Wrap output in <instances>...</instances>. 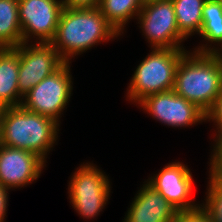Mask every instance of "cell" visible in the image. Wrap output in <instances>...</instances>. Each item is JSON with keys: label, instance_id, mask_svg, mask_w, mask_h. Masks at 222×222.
<instances>
[{"label": "cell", "instance_id": "6da1fadb", "mask_svg": "<svg viewBox=\"0 0 222 222\" xmlns=\"http://www.w3.org/2000/svg\"><path fill=\"white\" fill-rule=\"evenodd\" d=\"M119 36L98 7H63L55 36L50 43L65 63H72L75 56Z\"/></svg>", "mask_w": 222, "mask_h": 222}, {"label": "cell", "instance_id": "7a4b0ae2", "mask_svg": "<svg viewBox=\"0 0 222 222\" xmlns=\"http://www.w3.org/2000/svg\"><path fill=\"white\" fill-rule=\"evenodd\" d=\"M173 91L207 113L222 91V54L188 50L176 67Z\"/></svg>", "mask_w": 222, "mask_h": 222}, {"label": "cell", "instance_id": "3957f363", "mask_svg": "<svg viewBox=\"0 0 222 222\" xmlns=\"http://www.w3.org/2000/svg\"><path fill=\"white\" fill-rule=\"evenodd\" d=\"M60 125L22 106L5 107L0 144L37 154L46 163L58 143Z\"/></svg>", "mask_w": 222, "mask_h": 222}, {"label": "cell", "instance_id": "277c9868", "mask_svg": "<svg viewBox=\"0 0 222 222\" xmlns=\"http://www.w3.org/2000/svg\"><path fill=\"white\" fill-rule=\"evenodd\" d=\"M186 48H151L137 65L126 90V101L137 106L143 98L173 90L175 72Z\"/></svg>", "mask_w": 222, "mask_h": 222}, {"label": "cell", "instance_id": "5b68a950", "mask_svg": "<svg viewBox=\"0 0 222 222\" xmlns=\"http://www.w3.org/2000/svg\"><path fill=\"white\" fill-rule=\"evenodd\" d=\"M109 180L106 173L92 162H84L72 173L68 199L83 220L96 219L105 209L112 188Z\"/></svg>", "mask_w": 222, "mask_h": 222}, {"label": "cell", "instance_id": "8992f818", "mask_svg": "<svg viewBox=\"0 0 222 222\" xmlns=\"http://www.w3.org/2000/svg\"><path fill=\"white\" fill-rule=\"evenodd\" d=\"M71 63H64L58 70L44 78L23 96L24 109L48 117L61 124V117L69 105L73 92Z\"/></svg>", "mask_w": 222, "mask_h": 222}, {"label": "cell", "instance_id": "52a82bcc", "mask_svg": "<svg viewBox=\"0 0 222 222\" xmlns=\"http://www.w3.org/2000/svg\"><path fill=\"white\" fill-rule=\"evenodd\" d=\"M139 29L150 48H184L187 40L180 32L172 0H158L143 4L136 17Z\"/></svg>", "mask_w": 222, "mask_h": 222}, {"label": "cell", "instance_id": "ba28073f", "mask_svg": "<svg viewBox=\"0 0 222 222\" xmlns=\"http://www.w3.org/2000/svg\"><path fill=\"white\" fill-rule=\"evenodd\" d=\"M137 104L154 120L171 128L193 127L194 124L206 122L203 110L173 90L151 94Z\"/></svg>", "mask_w": 222, "mask_h": 222}, {"label": "cell", "instance_id": "9c48e42d", "mask_svg": "<svg viewBox=\"0 0 222 222\" xmlns=\"http://www.w3.org/2000/svg\"><path fill=\"white\" fill-rule=\"evenodd\" d=\"M62 9V0H18L23 43H50Z\"/></svg>", "mask_w": 222, "mask_h": 222}, {"label": "cell", "instance_id": "30bf717a", "mask_svg": "<svg viewBox=\"0 0 222 222\" xmlns=\"http://www.w3.org/2000/svg\"><path fill=\"white\" fill-rule=\"evenodd\" d=\"M145 181L165 197L179 213L202 208V203L192 199L194 179L190 168L183 162L168 163Z\"/></svg>", "mask_w": 222, "mask_h": 222}, {"label": "cell", "instance_id": "8fae6325", "mask_svg": "<svg viewBox=\"0 0 222 222\" xmlns=\"http://www.w3.org/2000/svg\"><path fill=\"white\" fill-rule=\"evenodd\" d=\"M18 47V88L22 96L65 63L51 43H22Z\"/></svg>", "mask_w": 222, "mask_h": 222}, {"label": "cell", "instance_id": "7c38bea8", "mask_svg": "<svg viewBox=\"0 0 222 222\" xmlns=\"http://www.w3.org/2000/svg\"><path fill=\"white\" fill-rule=\"evenodd\" d=\"M46 162L37 154L0 144V184L15 190L40 177Z\"/></svg>", "mask_w": 222, "mask_h": 222}, {"label": "cell", "instance_id": "4fadbf2b", "mask_svg": "<svg viewBox=\"0 0 222 222\" xmlns=\"http://www.w3.org/2000/svg\"><path fill=\"white\" fill-rule=\"evenodd\" d=\"M133 199L122 222H173L179 213L146 181Z\"/></svg>", "mask_w": 222, "mask_h": 222}, {"label": "cell", "instance_id": "5bb4252c", "mask_svg": "<svg viewBox=\"0 0 222 222\" xmlns=\"http://www.w3.org/2000/svg\"><path fill=\"white\" fill-rule=\"evenodd\" d=\"M19 47L0 48V106L17 107L23 96L18 88Z\"/></svg>", "mask_w": 222, "mask_h": 222}, {"label": "cell", "instance_id": "9a60e30c", "mask_svg": "<svg viewBox=\"0 0 222 222\" xmlns=\"http://www.w3.org/2000/svg\"><path fill=\"white\" fill-rule=\"evenodd\" d=\"M198 35L205 44H199L200 46H195L191 51L222 54V0L205 1L202 10L201 31Z\"/></svg>", "mask_w": 222, "mask_h": 222}, {"label": "cell", "instance_id": "2e32d148", "mask_svg": "<svg viewBox=\"0 0 222 222\" xmlns=\"http://www.w3.org/2000/svg\"><path fill=\"white\" fill-rule=\"evenodd\" d=\"M142 7L140 0H100L98 6L107 22L120 36L124 34L126 25L132 18L136 20Z\"/></svg>", "mask_w": 222, "mask_h": 222}, {"label": "cell", "instance_id": "e0dca14e", "mask_svg": "<svg viewBox=\"0 0 222 222\" xmlns=\"http://www.w3.org/2000/svg\"><path fill=\"white\" fill-rule=\"evenodd\" d=\"M22 43L18 0H0V48H15Z\"/></svg>", "mask_w": 222, "mask_h": 222}, {"label": "cell", "instance_id": "ac0fdd59", "mask_svg": "<svg viewBox=\"0 0 222 222\" xmlns=\"http://www.w3.org/2000/svg\"><path fill=\"white\" fill-rule=\"evenodd\" d=\"M206 0H172L179 32L188 39L199 34Z\"/></svg>", "mask_w": 222, "mask_h": 222}, {"label": "cell", "instance_id": "d6986e66", "mask_svg": "<svg viewBox=\"0 0 222 222\" xmlns=\"http://www.w3.org/2000/svg\"><path fill=\"white\" fill-rule=\"evenodd\" d=\"M206 196L202 209L210 216L213 222H222V186L208 178Z\"/></svg>", "mask_w": 222, "mask_h": 222}, {"label": "cell", "instance_id": "ffe728a7", "mask_svg": "<svg viewBox=\"0 0 222 222\" xmlns=\"http://www.w3.org/2000/svg\"><path fill=\"white\" fill-rule=\"evenodd\" d=\"M209 160V176L216 184L222 186V146H213Z\"/></svg>", "mask_w": 222, "mask_h": 222}, {"label": "cell", "instance_id": "44dd1931", "mask_svg": "<svg viewBox=\"0 0 222 222\" xmlns=\"http://www.w3.org/2000/svg\"><path fill=\"white\" fill-rule=\"evenodd\" d=\"M173 222H213L210 216L202 209L193 212L178 213Z\"/></svg>", "mask_w": 222, "mask_h": 222}, {"label": "cell", "instance_id": "7402d4cb", "mask_svg": "<svg viewBox=\"0 0 222 222\" xmlns=\"http://www.w3.org/2000/svg\"><path fill=\"white\" fill-rule=\"evenodd\" d=\"M206 122H213L214 132L222 125V91L212 108L206 113Z\"/></svg>", "mask_w": 222, "mask_h": 222}, {"label": "cell", "instance_id": "603a6c76", "mask_svg": "<svg viewBox=\"0 0 222 222\" xmlns=\"http://www.w3.org/2000/svg\"><path fill=\"white\" fill-rule=\"evenodd\" d=\"M100 0H62L66 8H95L99 6Z\"/></svg>", "mask_w": 222, "mask_h": 222}, {"label": "cell", "instance_id": "cb8c5ba5", "mask_svg": "<svg viewBox=\"0 0 222 222\" xmlns=\"http://www.w3.org/2000/svg\"><path fill=\"white\" fill-rule=\"evenodd\" d=\"M9 189L4 185L0 184V222H5L7 217V207H8V198H9ZM6 216V217H5Z\"/></svg>", "mask_w": 222, "mask_h": 222}, {"label": "cell", "instance_id": "d4e9b609", "mask_svg": "<svg viewBox=\"0 0 222 222\" xmlns=\"http://www.w3.org/2000/svg\"><path fill=\"white\" fill-rule=\"evenodd\" d=\"M213 146H222V125L213 133Z\"/></svg>", "mask_w": 222, "mask_h": 222}, {"label": "cell", "instance_id": "484cf974", "mask_svg": "<svg viewBox=\"0 0 222 222\" xmlns=\"http://www.w3.org/2000/svg\"><path fill=\"white\" fill-rule=\"evenodd\" d=\"M5 107L0 106V140L2 136V120L4 116Z\"/></svg>", "mask_w": 222, "mask_h": 222}, {"label": "cell", "instance_id": "4316f807", "mask_svg": "<svg viewBox=\"0 0 222 222\" xmlns=\"http://www.w3.org/2000/svg\"><path fill=\"white\" fill-rule=\"evenodd\" d=\"M142 4L153 2V1H158V0H140Z\"/></svg>", "mask_w": 222, "mask_h": 222}]
</instances>
